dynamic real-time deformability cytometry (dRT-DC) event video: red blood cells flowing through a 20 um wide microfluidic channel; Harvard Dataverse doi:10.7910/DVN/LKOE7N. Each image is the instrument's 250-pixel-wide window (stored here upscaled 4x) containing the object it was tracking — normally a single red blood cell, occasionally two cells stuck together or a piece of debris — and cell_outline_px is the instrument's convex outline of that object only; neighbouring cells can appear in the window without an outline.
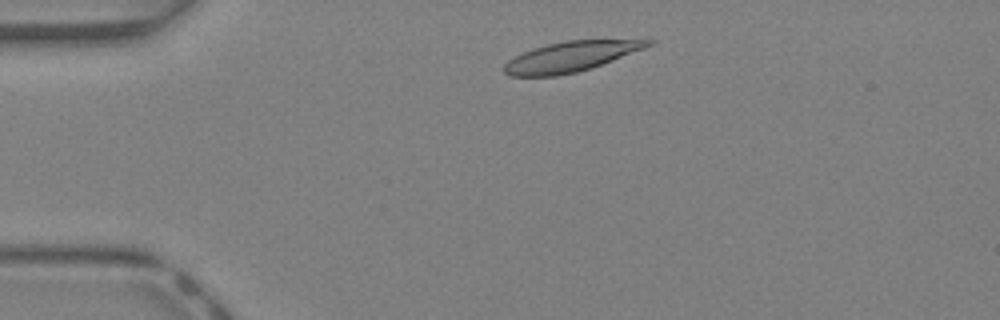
{"species": "Egyptian fruit bat (a non-hibernating species)", "species_latin": "Rousettus aegyptiacus", "temperature_condition": "warm", "stored_images_in_passage": 36, "camera_frame_rate_fps": 3000, "um_per_image_px": 0.085, "animal": {"sex": "female"}, "frame": {"image": 1, "passage_image": 4, "time_ms": 1.0, "image_size_px": [1000, 320], "cell_outline_px": [[656, 40], [652, 44], [644, 48], [592, 68], [576, 72], [556, 76], [508, 76], [504, 72], [504, 64], [508, 60], [532, 48], [564, 40], [648, 36]], "centroid_in_image_um": [48.69, 4.74], "position_along_channel_um": 36.3, "area_um2": 26.36}}
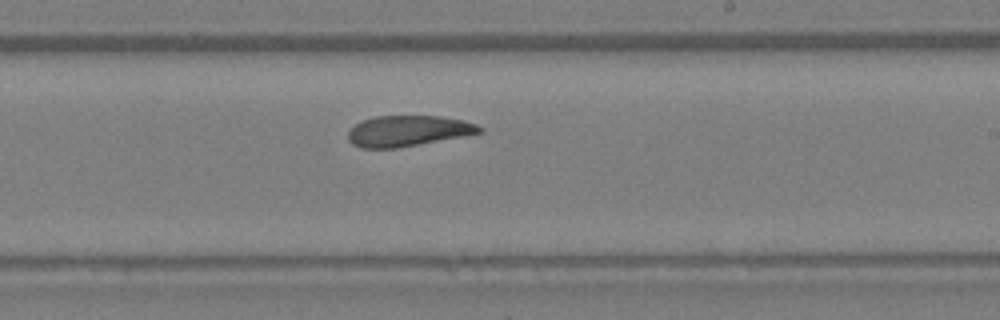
{"frame": {"image": 2, "passage_image": 20, "time_ms": 6.333, "image_size_px": [1000, 320], "cell_outline_px": [[484, 132], [464, 136], [396, 148], [360, 148], [352, 144], [348, 140], [348, 132], [356, 124], [364, 120], [376, 116], [440, 116], [464, 120], [476, 124], [484, 128]], "centroid_in_image_um": [34.71, 11.13], "position_along_channel_um": 254.3, "area_um2": 23.52}}
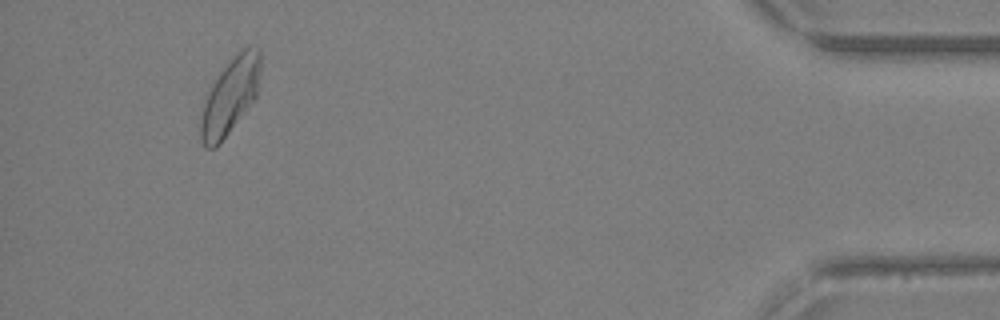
{"frame": {"image": 3, "passage_image": 34, "time_ms": 11.0, "image_size_px": [1000, 320], "cell_outline_px": [[260, 72], [256, 96], [220, 144], [216, 148], [204, 148], [200, 140], [200, 124], [204, 104], [208, 92], [212, 84], [220, 72], [244, 48], [260, 48]], "centroid_in_image_um": [19.54, 8.24], "position_along_channel_um": 415.7, "area_um2": 25.72}, "authors_computed_cell_mechanics": {"area_um2": 24.8251, "velocity_mm_per_s": 4.8942, "shape_relaxation_time_tau1_ms": null, "shape_relaxation_time_tau2_ms": 4.6311, "deformation_change_tau1": null, "deformation_change_tau2": 0.0883}}